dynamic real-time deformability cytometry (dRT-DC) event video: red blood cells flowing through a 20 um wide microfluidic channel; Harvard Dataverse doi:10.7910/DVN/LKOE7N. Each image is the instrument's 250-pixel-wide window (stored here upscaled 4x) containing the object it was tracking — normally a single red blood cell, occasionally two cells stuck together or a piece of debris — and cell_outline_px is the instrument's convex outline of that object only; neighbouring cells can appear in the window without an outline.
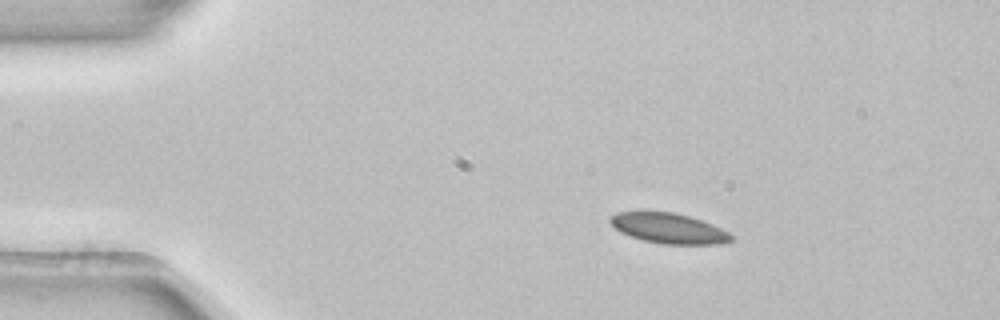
{"species": "common noctule bat (a hibernating species)", "species_latin": "Nyctalus noctula", "temperature_condition": "room temperature", "stored_images_in_passage": 4, "camera_frame_rate_fps": 3000, "um_per_image_px": 0.085, "animal": {"sex": "female", "body_mass_g": 22.7, "forearm_length_mm": 54.2}, "frame": {"image": 1, "passage_image": 1, "time_ms": 0.0, "image_size_px": [1000, 320], "cell_outline_px": [[732, 240], [720, 244], [664, 244], [644, 240], [620, 232], [608, 220], [608, 216], [616, 212], [676, 212], [712, 224], [728, 232], [732, 236]], "centroid_in_image_um": [56.82, 19.4], "position_along_channel_um": 28.2, "area_um2": 21.1}}
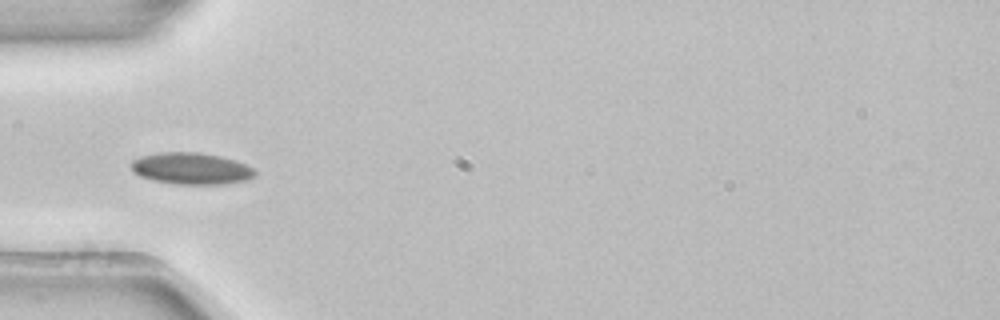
{"frame": {"image": 2, "passage_image": 2, "time_ms": 0.333, "image_size_px": [1000, 320], "cell_outline_px": [[256, 176], [248, 180], [224, 184], [176, 184], [152, 180], [140, 176], [132, 172], [128, 164], [132, 160], [140, 156], [156, 152], [196, 152], [220, 156], [236, 160], [252, 168], [256, 172]], "centroid_in_image_um": [16.21, 14.32], "position_along_channel_um": 68.8, "area_um2": 23.18}}